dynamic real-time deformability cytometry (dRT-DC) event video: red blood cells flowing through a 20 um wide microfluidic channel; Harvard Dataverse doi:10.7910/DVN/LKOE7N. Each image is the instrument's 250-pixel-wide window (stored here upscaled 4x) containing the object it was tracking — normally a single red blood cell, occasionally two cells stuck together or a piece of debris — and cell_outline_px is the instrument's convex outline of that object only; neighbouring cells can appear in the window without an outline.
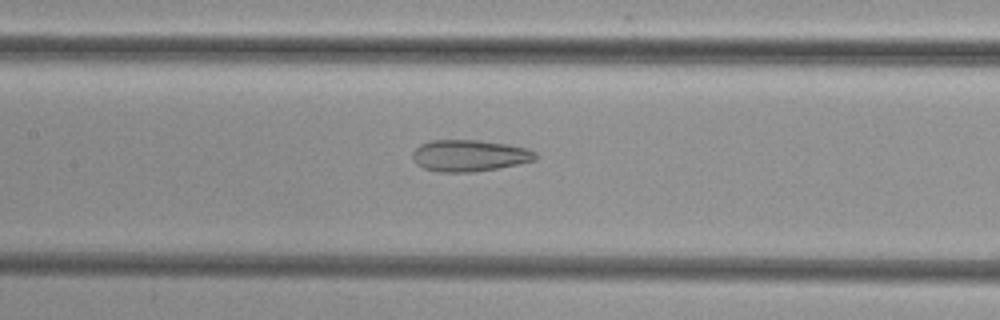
{"species": "common noctule bat (a hibernating species)", "species_latin": "Nyctalus noctula", "temperature_condition": "cold", "stored_images_in_passage": 36, "camera_frame_rate_fps": 3000, "um_per_image_px": 0.085, "animal": {"sex": "female", "body_mass_g": 29.2, "forearm_length_mm": 56.3}, "frame": {"image": 1, "passage_image": 11, "time_ms": 3.333, "image_size_px": [1000, 320], "cell_outline_px": [[536, 160], [496, 168], [472, 172], [436, 172], [424, 168], [416, 164], [412, 156], [412, 152], [420, 144], [432, 140], [480, 140], [508, 144], [528, 148], [536, 152]], "centroid_in_image_um": [39.88, 13.22], "position_along_channel_um": 167.5, "area_um2": 22.66}}
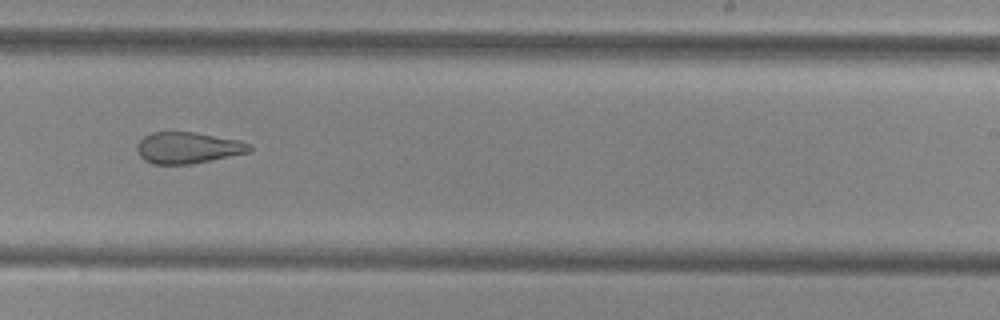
{"frame": {"image": 2, "passage_image": 19, "time_ms": 6.0, "image_size_px": [1000, 320], "cell_outline_px": [[252, 152], [192, 164], [152, 164], [144, 160], [140, 156], [136, 148], [136, 144], [144, 136], [152, 132], [192, 132], [240, 140], [252, 144]], "centroid_in_image_um": [15.99, 12.57], "position_along_channel_um": 273.0, "area_um2": 20.75}}
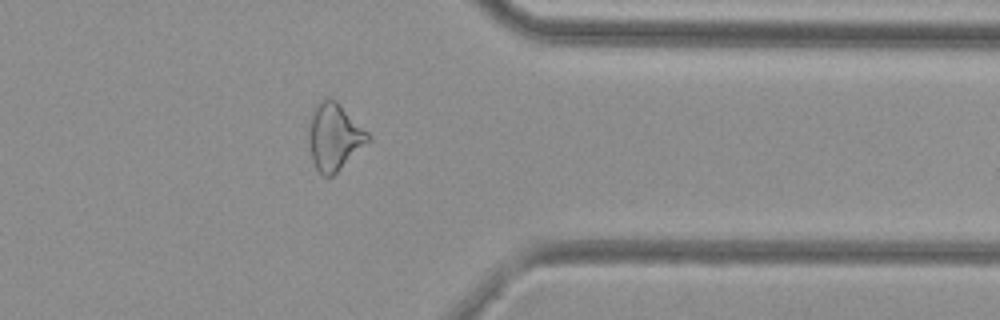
{"frame": {"image": 3, "passage_image": 28, "time_ms": 9.0, "image_size_px": [1000, 320], "cell_outline_px": [[372, 140], [332, 176], [324, 176], [316, 168], [312, 160], [308, 140], [308, 132], [312, 112], [316, 104], [324, 96], [328, 96], [336, 100], [372, 136]], "centroid_in_image_um": [28.42, 11.6], "position_along_channel_um": 383.0, "area_um2": 23.29}}